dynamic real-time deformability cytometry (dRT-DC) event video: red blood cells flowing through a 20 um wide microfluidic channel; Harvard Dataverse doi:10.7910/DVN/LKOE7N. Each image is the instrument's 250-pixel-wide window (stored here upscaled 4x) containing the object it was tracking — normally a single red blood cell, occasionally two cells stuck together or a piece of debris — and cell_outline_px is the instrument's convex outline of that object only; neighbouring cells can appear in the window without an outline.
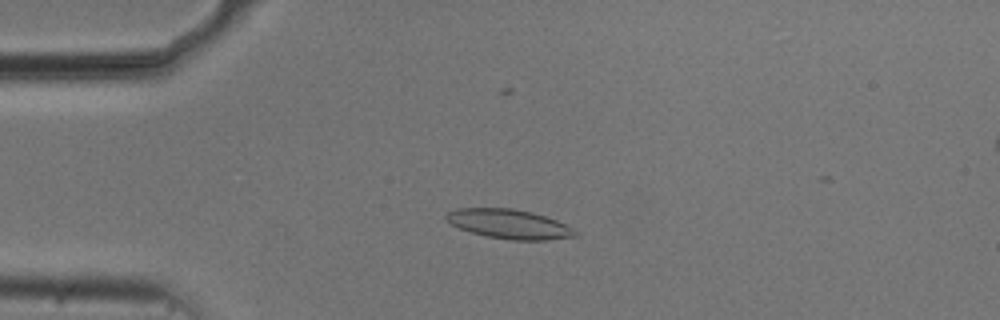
{"species": "common noctule bat (a hibernating species)", "species_latin": "Nyctalus noctula", "temperature_condition": "cold", "stored_images_in_passage": 50, "camera_frame_rate_fps": 3000, "um_per_image_px": 0.085, "animal": {"sex": "male", "body_mass_g": 20.5, "forearm_length_mm": 52.5}, "frame": {"image": 1, "passage_image": 13, "time_ms": 4.0, "image_size_px": [1000, 320], "cell_outline_px": [[580, 236], [548, 240], [512, 240], [488, 236], [472, 232], [460, 228], [444, 220], [444, 216], [448, 212], [456, 208], [512, 208], [532, 212], [556, 220], [580, 232]], "centroid_in_image_um": [43.3, 19.04], "position_along_channel_um": 41.7, "area_um2": 22.14}}
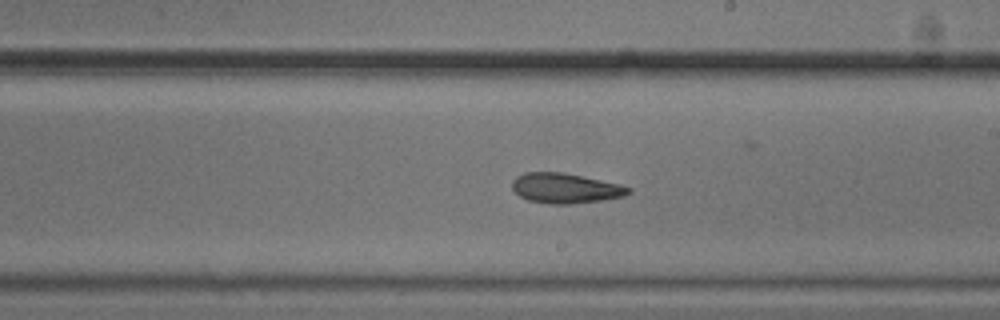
{"frame": {"image": 2, "passage_image": 31, "time_ms": 10.0, "image_size_px": [1000, 320], "cell_outline_px": [[632, 192], [624, 196], [604, 200], [572, 204], [548, 204], [528, 200], [520, 196], [512, 188], [512, 180], [516, 176], [524, 172], [564, 172], [620, 184], [632, 188]], "centroid_in_image_um": [48.07, 16.0], "position_along_channel_um": 240.9, "area_um2": 20.58}}
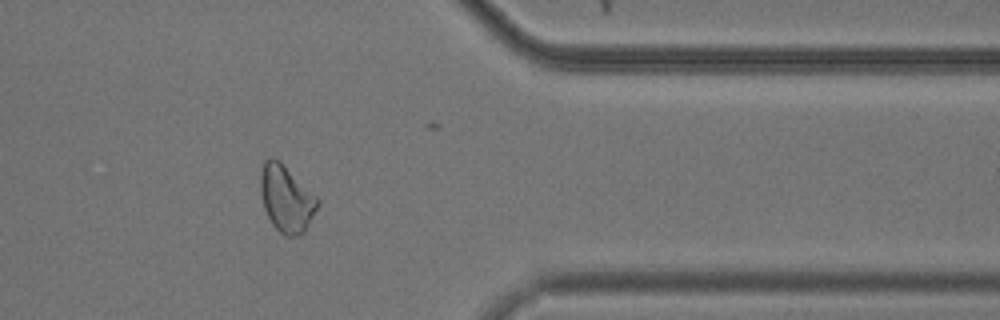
{"frame": {"image": 3, "passage_image": 44, "time_ms": 14.333, "image_size_px": [1000, 320], "cell_outline_px": [[320, 204], [304, 232], [300, 236], [284, 236], [272, 224], [264, 208], [260, 192], [260, 172], [264, 160], [268, 156], [272, 156], [280, 160], [320, 200]], "centroid_in_image_um": [24.33, 16.86], "position_along_channel_um": 387.1, "area_um2": 22.43}}